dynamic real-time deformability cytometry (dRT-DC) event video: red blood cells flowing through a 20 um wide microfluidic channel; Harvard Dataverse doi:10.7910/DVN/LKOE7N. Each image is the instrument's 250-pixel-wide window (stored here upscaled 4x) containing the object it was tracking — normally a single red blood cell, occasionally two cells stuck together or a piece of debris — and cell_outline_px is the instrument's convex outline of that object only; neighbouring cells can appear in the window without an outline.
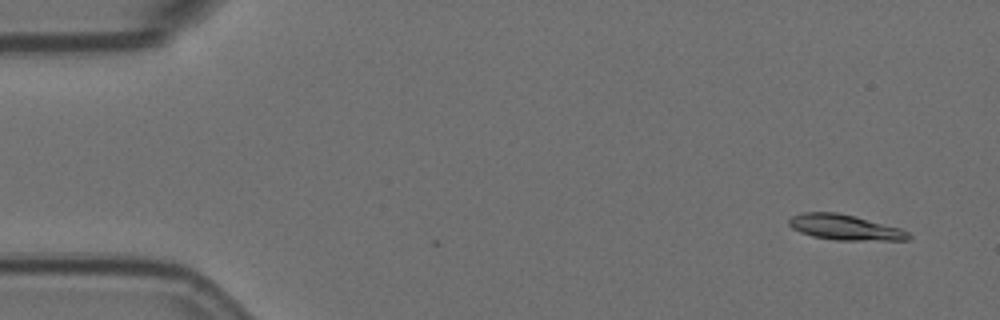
{"species": "Egyptian fruit bat (a non-hibernating species)", "species_latin": "Rousettus aegyptiacus", "temperature_condition": "room temperature", "stored_images_in_passage": 6, "segment_of_instrument_passage": [2, 2], "camera_frame_rate_fps": 3000, "um_per_image_px": 0.085, "animal": {"sex": "female"}, "frame": {"image": 1, "passage_image": 6, "time_ms": 1.667, "image_size_px": [1000, 320], "cell_outline_px": [[912, 236], [908, 240], [836, 240], [812, 236], [800, 232], [792, 228], [788, 224], [788, 220], [792, 216], [804, 212], [836, 212], [900, 228], [908, 232]], "centroid_in_image_um": [71.79, 19.33], "position_along_channel_um": 13.2, "area_um2": 17.46}}